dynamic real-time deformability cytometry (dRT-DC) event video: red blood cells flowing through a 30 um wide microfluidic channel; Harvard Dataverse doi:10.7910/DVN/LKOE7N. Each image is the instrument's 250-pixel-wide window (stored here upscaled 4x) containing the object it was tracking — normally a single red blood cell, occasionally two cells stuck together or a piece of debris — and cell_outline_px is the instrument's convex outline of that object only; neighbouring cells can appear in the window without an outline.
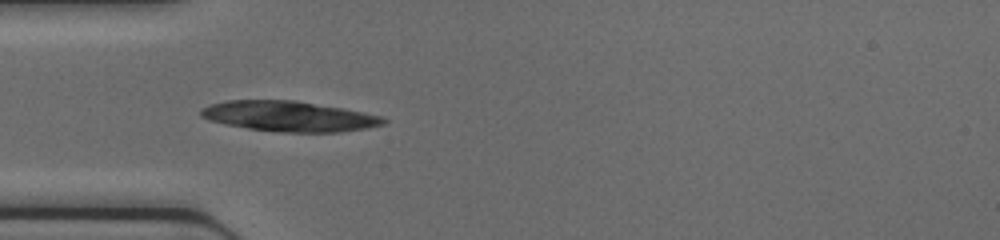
{"species": "common noctule bat (a hibernating species)", "species_latin": "Nyctalus noctula", "temperature_condition": "cold", "stored_images_in_passage": 44, "camera_frame_rate_fps": 3000, "um_per_image_px": 0.085, "animal": {"sex": "female", "body_mass_g": 17.0, "forearm_length_mm": 48.0}, "frame": {"image": 1, "passage_image": 13, "time_ms": 4.0, "image_size_px": [1000, 240], "cell_outline_px": [[388, 120], [384, 124], [364, 128], [340, 132], [280, 132], [248, 128], [224, 124], [208, 120], [200, 116], [200, 108], [208, 104], [228, 100], [296, 100], [344, 108], [384, 116]], "centroid_in_image_um": [24.55, 9.87], "position_along_channel_um": 60.4, "area_um2": 32.48}}